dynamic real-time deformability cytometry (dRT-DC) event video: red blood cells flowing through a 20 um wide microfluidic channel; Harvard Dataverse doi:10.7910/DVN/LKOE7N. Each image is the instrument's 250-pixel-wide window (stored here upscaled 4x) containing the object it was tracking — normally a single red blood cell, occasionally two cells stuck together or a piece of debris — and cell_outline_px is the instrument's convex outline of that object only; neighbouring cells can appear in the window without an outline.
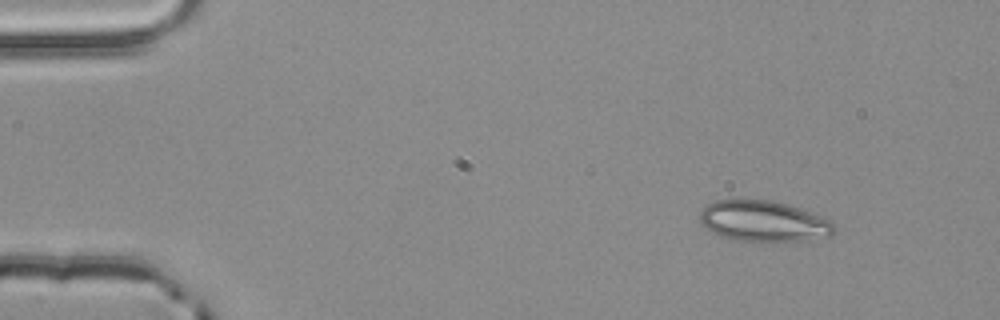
{"species": "common noctule bat (a hibernating species)", "species_latin": "Nyctalus noctula", "temperature_condition": "room temperature", "stored_images_in_passage": 2, "camera_frame_rate_fps": 3000, "um_per_image_px": 0.085, "animal": {"sex": "male", "body_mass_g": 20.4}, "frame": {"image": 1, "passage_image": 1, "time_ms": 0.0, "image_size_px": [1000, 320], "cell_outline_px": [[836, 228], [832, 232], [808, 240], [736, 240], [720, 236], [712, 232], [700, 220], [700, 212], [708, 204], [716, 200], [772, 200], [788, 204], [800, 208], [832, 220], [836, 224]], "centroid_in_image_um": [64.9, 18.77], "position_along_channel_um": 20.1, "area_um2": 31.33}}